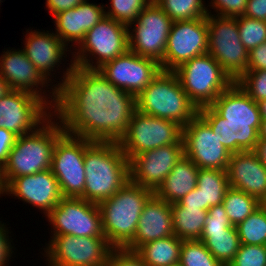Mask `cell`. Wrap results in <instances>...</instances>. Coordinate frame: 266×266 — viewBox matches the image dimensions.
Instances as JSON below:
<instances>
[{
	"mask_svg": "<svg viewBox=\"0 0 266 266\" xmlns=\"http://www.w3.org/2000/svg\"><path fill=\"white\" fill-rule=\"evenodd\" d=\"M28 35V38L25 37L26 45L23 51L40 73L48 79L51 70L62 60L66 44L55 33L51 34L48 31L47 33L31 31Z\"/></svg>",
	"mask_w": 266,
	"mask_h": 266,
	"instance_id": "d4e9b609",
	"label": "cell"
},
{
	"mask_svg": "<svg viewBox=\"0 0 266 266\" xmlns=\"http://www.w3.org/2000/svg\"><path fill=\"white\" fill-rule=\"evenodd\" d=\"M103 6L88 3L87 0L75 8L65 10L54 16L56 35L66 42L80 43L91 28L105 16Z\"/></svg>",
	"mask_w": 266,
	"mask_h": 266,
	"instance_id": "cb8c5ba5",
	"label": "cell"
},
{
	"mask_svg": "<svg viewBox=\"0 0 266 266\" xmlns=\"http://www.w3.org/2000/svg\"><path fill=\"white\" fill-rule=\"evenodd\" d=\"M182 126L177 122L133 112L127 131L118 144L128 160L142 152L170 144H183Z\"/></svg>",
	"mask_w": 266,
	"mask_h": 266,
	"instance_id": "ba28073f",
	"label": "cell"
},
{
	"mask_svg": "<svg viewBox=\"0 0 266 266\" xmlns=\"http://www.w3.org/2000/svg\"><path fill=\"white\" fill-rule=\"evenodd\" d=\"M7 51L0 58V75L8 83L9 89L32 93L49 106L51 103L47 100L48 104L46 97L37 90L39 85L45 86L43 84L45 82L47 84L48 80L28 59L23 50Z\"/></svg>",
	"mask_w": 266,
	"mask_h": 266,
	"instance_id": "603a6c76",
	"label": "cell"
},
{
	"mask_svg": "<svg viewBox=\"0 0 266 266\" xmlns=\"http://www.w3.org/2000/svg\"><path fill=\"white\" fill-rule=\"evenodd\" d=\"M182 208H198L203 209V197L200 189L196 186L189 194L185 195L179 202Z\"/></svg>",
	"mask_w": 266,
	"mask_h": 266,
	"instance_id": "bcb514c9",
	"label": "cell"
},
{
	"mask_svg": "<svg viewBox=\"0 0 266 266\" xmlns=\"http://www.w3.org/2000/svg\"><path fill=\"white\" fill-rule=\"evenodd\" d=\"M199 240L223 266L235 258L241 245L236 226L226 231L202 232Z\"/></svg>",
	"mask_w": 266,
	"mask_h": 266,
	"instance_id": "f1b7e54d",
	"label": "cell"
},
{
	"mask_svg": "<svg viewBox=\"0 0 266 266\" xmlns=\"http://www.w3.org/2000/svg\"><path fill=\"white\" fill-rule=\"evenodd\" d=\"M197 187L203 197V210L221 204L230 188L227 170L199 169Z\"/></svg>",
	"mask_w": 266,
	"mask_h": 266,
	"instance_id": "f546056e",
	"label": "cell"
},
{
	"mask_svg": "<svg viewBox=\"0 0 266 266\" xmlns=\"http://www.w3.org/2000/svg\"><path fill=\"white\" fill-rule=\"evenodd\" d=\"M136 109L157 118L186 126L198 108L189 100L173 71L161 70L152 82L136 97Z\"/></svg>",
	"mask_w": 266,
	"mask_h": 266,
	"instance_id": "8992f818",
	"label": "cell"
},
{
	"mask_svg": "<svg viewBox=\"0 0 266 266\" xmlns=\"http://www.w3.org/2000/svg\"><path fill=\"white\" fill-rule=\"evenodd\" d=\"M85 138L64 133L56 142L51 171L58 180L62 197L80 198L85 188Z\"/></svg>",
	"mask_w": 266,
	"mask_h": 266,
	"instance_id": "7c38bea8",
	"label": "cell"
},
{
	"mask_svg": "<svg viewBox=\"0 0 266 266\" xmlns=\"http://www.w3.org/2000/svg\"><path fill=\"white\" fill-rule=\"evenodd\" d=\"M4 192L42 209L46 216L63 198L51 169L13 178L4 187Z\"/></svg>",
	"mask_w": 266,
	"mask_h": 266,
	"instance_id": "ffe728a7",
	"label": "cell"
},
{
	"mask_svg": "<svg viewBox=\"0 0 266 266\" xmlns=\"http://www.w3.org/2000/svg\"><path fill=\"white\" fill-rule=\"evenodd\" d=\"M154 191L132 181L98 204L105 238L113 248H125L135 236L139 217Z\"/></svg>",
	"mask_w": 266,
	"mask_h": 266,
	"instance_id": "277c9868",
	"label": "cell"
},
{
	"mask_svg": "<svg viewBox=\"0 0 266 266\" xmlns=\"http://www.w3.org/2000/svg\"><path fill=\"white\" fill-rule=\"evenodd\" d=\"M198 115L231 154L255 149L262 123L261 114L257 102L236 82L210 106L198 109Z\"/></svg>",
	"mask_w": 266,
	"mask_h": 266,
	"instance_id": "7a4b0ae2",
	"label": "cell"
},
{
	"mask_svg": "<svg viewBox=\"0 0 266 266\" xmlns=\"http://www.w3.org/2000/svg\"><path fill=\"white\" fill-rule=\"evenodd\" d=\"M174 235L171 204L153 194L139 217L134 239L125 247L136 251L141 245Z\"/></svg>",
	"mask_w": 266,
	"mask_h": 266,
	"instance_id": "7402d4cb",
	"label": "cell"
},
{
	"mask_svg": "<svg viewBox=\"0 0 266 266\" xmlns=\"http://www.w3.org/2000/svg\"><path fill=\"white\" fill-rule=\"evenodd\" d=\"M237 27L240 40L248 52L266 42V21L243 15L237 17Z\"/></svg>",
	"mask_w": 266,
	"mask_h": 266,
	"instance_id": "e575fe53",
	"label": "cell"
},
{
	"mask_svg": "<svg viewBox=\"0 0 266 266\" xmlns=\"http://www.w3.org/2000/svg\"><path fill=\"white\" fill-rule=\"evenodd\" d=\"M181 266H223L200 240H184L180 249Z\"/></svg>",
	"mask_w": 266,
	"mask_h": 266,
	"instance_id": "836d02e7",
	"label": "cell"
},
{
	"mask_svg": "<svg viewBox=\"0 0 266 266\" xmlns=\"http://www.w3.org/2000/svg\"><path fill=\"white\" fill-rule=\"evenodd\" d=\"M173 72L178 77L189 100L198 109L210 106L223 91L234 83L209 53L184 62Z\"/></svg>",
	"mask_w": 266,
	"mask_h": 266,
	"instance_id": "52a82bcc",
	"label": "cell"
},
{
	"mask_svg": "<svg viewBox=\"0 0 266 266\" xmlns=\"http://www.w3.org/2000/svg\"><path fill=\"white\" fill-rule=\"evenodd\" d=\"M236 83L255 102L266 99V70L246 71Z\"/></svg>",
	"mask_w": 266,
	"mask_h": 266,
	"instance_id": "8d00e7d4",
	"label": "cell"
},
{
	"mask_svg": "<svg viewBox=\"0 0 266 266\" xmlns=\"http://www.w3.org/2000/svg\"><path fill=\"white\" fill-rule=\"evenodd\" d=\"M174 235L184 240H199L205 225L207 210L171 204Z\"/></svg>",
	"mask_w": 266,
	"mask_h": 266,
	"instance_id": "83f0119b",
	"label": "cell"
},
{
	"mask_svg": "<svg viewBox=\"0 0 266 266\" xmlns=\"http://www.w3.org/2000/svg\"><path fill=\"white\" fill-rule=\"evenodd\" d=\"M231 227H233V225L230 222L222 203L211 206L207 210L203 232L226 231Z\"/></svg>",
	"mask_w": 266,
	"mask_h": 266,
	"instance_id": "f35d334b",
	"label": "cell"
},
{
	"mask_svg": "<svg viewBox=\"0 0 266 266\" xmlns=\"http://www.w3.org/2000/svg\"><path fill=\"white\" fill-rule=\"evenodd\" d=\"M107 266H147L136 251L113 248Z\"/></svg>",
	"mask_w": 266,
	"mask_h": 266,
	"instance_id": "ab89813d",
	"label": "cell"
},
{
	"mask_svg": "<svg viewBox=\"0 0 266 266\" xmlns=\"http://www.w3.org/2000/svg\"><path fill=\"white\" fill-rule=\"evenodd\" d=\"M182 140L184 155L199 169L227 170L231 153L198 114L182 128Z\"/></svg>",
	"mask_w": 266,
	"mask_h": 266,
	"instance_id": "2e32d148",
	"label": "cell"
},
{
	"mask_svg": "<svg viewBox=\"0 0 266 266\" xmlns=\"http://www.w3.org/2000/svg\"><path fill=\"white\" fill-rule=\"evenodd\" d=\"M52 88L51 104L65 133L91 141L119 142L127 131L136 97L110 83L98 70L71 64Z\"/></svg>",
	"mask_w": 266,
	"mask_h": 266,
	"instance_id": "6da1fadb",
	"label": "cell"
},
{
	"mask_svg": "<svg viewBox=\"0 0 266 266\" xmlns=\"http://www.w3.org/2000/svg\"><path fill=\"white\" fill-rule=\"evenodd\" d=\"M85 188L80 197L99 204L129 181V160L118 142L85 138Z\"/></svg>",
	"mask_w": 266,
	"mask_h": 266,
	"instance_id": "3957f363",
	"label": "cell"
},
{
	"mask_svg": "<svg viewBox=\"0 0 266 266\" xmlns=\"http://www.w3.org/2000/svg\"><path fill=\"white\" fill-rule=\"evenodd\" d=\"M266 70V42L249 52L247 71Z\"/></svg>",
	"mask_w": 266,
	"mask_h": 266,
	"instance_id": "7bdbcfd3",
	"label": "cell"
},
{
	"mask_svg": "<svg viewBox=\"0 0 266 266\" xmlns=\"http://www.w3.org/2000/svg\"><path fill=\"white\" fill-rule=\"evenodd\" d=\"M129 27L123 23L105 16L93 28L86 32L84 39L79 43L72 64L77 67L98 70L105 63L125 54L129 50L128 33ZM97 56L96 65L90 63L86 53ZM87 56V57H86Z\"/></svg>",
	"mask_w": 266,
	"mask_h": 266,
	"instance_id": "30bf717a",
	"label": "cell"
},
{
	"mask_svg": "<svg viewBox=\"0 0 266 266\" xmlns=\"http://www.w3.org/2000/svg\"><path fill=\"white\" fill-rule=\"evenodd\" d=\"M227 176L231 188L244 191L260 203L266 198V167L253 151L231 154Z\"/></svg>",
	"mask_w": 266,
	"mask_h": 266,
	"instance_id": "44dd1931",
	"label": "cell"
},
{
	"mask_svg": "<svg viewBox=\"0 0 266 266\" xmlns=\"http://www.w3.org/2000/svg\"><path fill=\"white\" fill-rule=\"evenodd\" d=\"M17 135L12 131L0 128V169L7 163L9 153L13 148Z\"/></svg>",
	"mask_w": 266,
	"mask_h": 266,
	"instance_id": "b9f144b4",
	"label": "cell"
},
{
	"mask_svg": "<svg viewBox=\"0 0 266 266\" xmlns=\"http://www.w3.org/2000/svg\"><path fill=\"white\" fill-rule=\"evenodd\" d=\"M174 21L204 18L208 10L202 0H153Z\"/></svg>",
	"mask_w": 266,
	"mask_h": 266,
	"instance_id": "1f68e13d",
	"label": "cell"
},
{
	"mask_svg": "<svg viewBox=\"0 0 266 266\" xmlns=\"http://www.w3.org/2000/svg\"><path fill=\"white\" fill-rule=\"evenodd\" d=\"M208 53L207 19L174 21L171 25L163 61L164 71H174L184 62Z\"/></svg>",
	"mask_w": 266,
	"mask_h": 266,
	"instance_id": "9a60e30c",
	"label": "cell"
},
{
	"mask_svg": "<svg viewBox=\"0 0 266 266\" xmlns=\"http://www.w3.org/2000/svg\"><path fill=\"white\" fill-rule=\"evenodd\" d=\"M182 239L172 235L141 245L136 253L147 266H172L180 262Z\"/></svg>",
	"mask_w": 266,
	"mask_h": 266,
	"instance_id": "4316f807",
	"label": "cell"
},
{
	"mask_svg": "<svg viewBox=\"0 0 266 266\" xmlns=\"http://www.w3.org/2000/svg\"><path fill=\"white\" fill-rule=\"evenodd\" d=\"M3 194L4 193V185H3V182H2V177H1V169H0V194Z\"/></svg>",
	"mask_w": 266,
	"mask_h": 266,
	"instance_id": "f5cc1de1",
	"label": "cell"
},
{
	"mask_svg": "<svg viewBox=\"0 0 266 266\" xmlns=\"http://www.w3.org/2000/svg\"><path fill=\"white\" fill-rule=\"evenodd\" d=\"M45 124L31 133L17 136L8 161L1 169L4 187L13 178L51 169L55 144L65 130L63 125L51 122L50 117Z\"/></svg>",
	"mask_w": 266,
	"mask_h": 266,
	"instance_id": "5b68a950",
	"label": "cell"
},
{
	"mask_svg": "<svg viewBox=\"0 0 266 266\" xmlns=\"http://www.w3.org/2000/svg\"><path fill=\"white\" fill-rule=\"evenodd\" d=\"M217 16H206L208 53L237 82L247 71L249 52L240 40L237 17Z\"/></svg>",
	"mask_w": 266,
	"mask_h": 266,
	"instance_id": "9c48e42d",
	"label": "cell"
},
{
	"mask_svg": "<svg viewBox=\"0 0 266 266\" xmlns=\"http://www.w3.org/2000/svg\"><path fill=\"white\" fill-rule=\"evenodd\" d=\"M8 232L4 224L0 223V266H6L5 264L7 263V259L9 261V256L13 252L11 249V243L8 241L9 236H7ZM11 251V252H10Z\"/></svg>",
	"mask_w": 266,
	"mask_h": 266,
	"instance_id": "7dc6e473",
	"label": "cell"
},
{
	"mask_svg": "<svg viewBox=\"0 0 266 266\" xmlns=\"http://www.w3.org/2000/svg\"><path fill=\"white\" fill-rule=\"evenodd\" d=\"M244 16L266 21V0H248Z\"/></svg>",
	"mask_w": 266,
	"mask_h": 266,
	"instance_id": "ee69618b",
	"label": "cell"
},
{
	"mask_svg": "<svg viewBox=\"0 0 266 266\" xmlns=\"http://www.w3.org/2000/svg\"><path fill=\"white\" fill-rule=\"evenodd\" d=\"M212 6L217 9L219 16L239 17L246 11L248 0H212Z\"/></svg>",
	"mask_w": 266,
	"mask_h": 266,
	"instance_id": "60d3db41",
	"label": "cell"
},
{
	"mask_svg": "<svg viewBox=\"0 0 266 266\" xmlns=\"http://www.w3.org/2000/svg\"><path fill=\"white\" fill-rule=\"evenodd\" d=\"M198 173L199 168L184 155L154 194L170 204L177 203L196 188Z\"/></svg>",
	"mask_w": 266,
	"mask_h": 266,
	"instance_id": "484cf974",
	"label": "cell"
},
{
	"mask_svg": "<svg viewBox=\"0 0 266 266\" xmlns=\"http://www.w3.org/2000/svg\"><path fill=\"white\" fill-rule=\"evenodd\" d=\"M160 64L128 50L98 71L114 86L137 97L160 73Z\"/></svg>",
	"mask_w": 266,
	"mask_h": 266,
	"instance_id": "ac0fdd59",
	"label": "cell"
},
{
	"mask_svg": "<svg viewBox=\"0 0 266 266\" xmlns=\"http://www.w3.org/2000/svg\"><path fill=\"white\" fill-rule=\"evenodd\" d=\"M84 1L86 0H47L46 7H48L52 16H55L65 10L75 8Z\"/></svg>",
	"mask_w": 266,
	"mask_h": 266,
	"instance_id": "f6af8a7d",
	"label": "cell"
},
{
	"mask_svg": "<svg viewBox=\"0 0 266 266\" xmlns=\"http://www.w3.org/2000/svg\"><path fill=\"white\" fill-rule=\"evenodd\" d=\"M183 156V144H170L142 152L129 160V180L155 191Z\"/></svg>",
	"mask_w": 266,
	"mask_h": 266,
	"instance_id": "d6986e66",
	"label": "cell"
},
{
	"mask_svg": "<svg viewBox=\"0 0 266 266\" xmlns=\"http://www.w3.org/2000/svg\"><path fill=\"white\" fill-rule=\"evenodd\" d=\"M222 204L233 226H237L261 206L256 198L231 187L224 195Z\"/></svg>",
	"mask_w": 266,
	"mask_h": 266,
	"instance_id": "4dcf8cb0",
	"label": "cell"
},
{
	"mask_svg": "<svg viewBox=\"0 0 266 266\" xmlns=\"http://www.w3.org/2000/svg\"><path fill=\"white\" fill-rule=\"evenodd\" d=\"M236 228L241 244L266 245V209L261 205Z\"/></svg>",
	"mask_w": 266,
	"mask_h": 266,
	"instance_id": "d6a6232c",
	"label": "cell"
},
{
	"mask_svg": "<svg viewBox=\"0 0 266 266\" xmlns=\"http://www.w3.org/2000/svg\"><path fill=\"white\" fill-rule=\"evenodd\" d=\"M46 108L49 109L48 105L38 96L10 90L0 98V128L10 130L17 136L31 133L51 117Z\"/></svg>",
	"mask_w": 266,
	"mask_h": 266,
	"instance_id": "e0dca14e",
	"label": "cell"
},
{
	"mask_svg": "<svg viewBox=\"0 0 266 266\" xmlns=\"http://www.w3.org/2000/svg\"><path fill=\"white\" fill-rule=\"evenodd\" d=\"M133 32L128 33L129 50L137 55L163 61L168 35L173 21L151 1L139 14Z\"/></svg>",
	"mask_w": 266,
	"mask_h": 266,
	"instance_id": "4fadbf2b",
	"label": "cell"
},
{
	"mask_svg": "<svg viewBox=\"0 0 266 266\" xmlns=\"http://www.w3.org/2000/svg\"><path fill=\"white\" fill-rule=\"evenodd\" d=\"M261 205L266 209V198L261 202Z\"/></svg>",
	"mask_w": 266,
	"mask_h": 266,
	"instance_id": "db71d44e",
	"label": "cell"
},
{
	"mask_svg": "<svg viewBox=\"0 0 266 266\" xmlns=\"http://www.w3.org/2000/svg\"><path fill=\"white\" fill-rule=\"evenodd\" d=\"M262 120H266V99L257 102Z\"/></svg>",
	"mask_w": 266,
	"mask_h": 266,
	"instance_id": "f907efd6",
	"label": "cell"
},
{
	"mask_svg": "<svg viewBox=\"0 0 266 266\" xmlns=\"http://www.w3.org/2000/svg\"><path fill=\"white\" fill-rule=\"evenodd\" d=\"M50 266H107L113 247L105 236L53 235L46 247Z\"/></svg>",
	"mask_w": 266,
	"mask_h": 266,
	"instance_id": "8fae6325",
	"label": "cell"
},
{
	"mask_svg": "<svg viewBox=\"0 0 266 266\" xmlns=\"http://www.w3.org/2000/svg\"><path fill=\"white\" fill-rule=\"evenodd\" d=\"M47 217L53 235L105 236L98 204L82 198L63 197Z\"/></svg>",
	"mask_w": 266,
	"mask_h": 266,
	"instance_id": "5bb4252c",
	"label": "cell"
},
{
	"mask_svg": "<svg viewBox=\"0 0 266 266\" xmlns=\"http://www.w3.org/2000/svg\"><path fill=\"white\" fill-rule=\"evenodd\" d=\"M259 138L266 140V120H262L261 127L259 130Z\"/></svg>",
	"mask_w": 266,
	"mask_h": 266,
	"instance_id": "816d5d0a",
	"label": "cell"
},
{
	"mask_svg": "<svg viewBox=\"0 0 266 266\" xmlns=\"http://www.w3.org/2000/svg\"><path fill=\"white\" fill-rule=\"evenodd\" d=\"M253 152L257 155L260 162L266 167V140L259 138Z\"/></svg>",
	"mask_w": 266,
	"mask_h": 266,
	"instance_id": "c3c4849f",
	"label": "cell"
},
{
	"mask_svg": "<svg viewBox=\"0 0 266 266\" xmlns=\"http://www.w3.org/2000/svg\"><path fill=\"white\" fill-rule=\"evenodd\" d=\"M153 0H111V10L106 16L129 26L137 20L138 14Z\"/></svg>",
	"mask_w": 266,
	"mask_h": 266,
	"instance_id": "d590c367",
	"label": "cell"
},
{
	"mask_svg": "<svg viewBox=\"0 0 266 266\" xmlns=\"http://www.w3.org/2000/svg\"><path fill=\"white\" fill-rule=\"evenodd\" d=\"M9 91H10V89H9L8 83L0 75V98L2 96H4Z\"/></svg>",
	"mask_w": 266,
	"mask_h": 266,
	"instance_id": "681fc988",
	"label": "cell"
},
{
	"mask_svg": "<svg viewBox=\"0 0 266 266\" xmlns=\"http://www.w3.org/2000/svg\"><path fill=\"white\" fill-rule=\"evenodd\" d=\"M228 266H266V245L241 244Z\"/></svg>",
	"mask_w": 266,
	"mask_h": 266,
	"instance_id": "74e56055",
	"label": "cell"
}]
</instances>
